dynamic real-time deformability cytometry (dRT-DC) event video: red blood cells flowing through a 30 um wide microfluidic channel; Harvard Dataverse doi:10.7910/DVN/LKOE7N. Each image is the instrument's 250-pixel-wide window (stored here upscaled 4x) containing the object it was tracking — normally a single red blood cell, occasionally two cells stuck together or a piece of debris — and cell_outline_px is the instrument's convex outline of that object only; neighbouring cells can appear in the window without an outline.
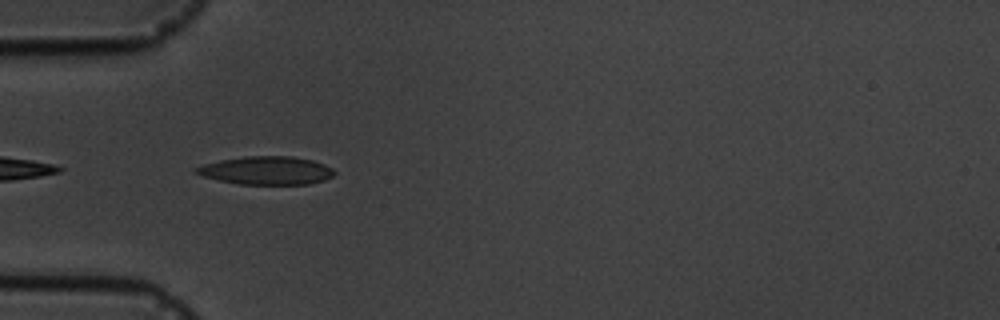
{"species": "common noctule bat (a hibernating species)", "species_latin": "Nyctalus noctula", "temperature_condition": "cold", "stored_images_in_passage": 4, "camera_frame_rate_fps": 3000, "um_per_image_px": 0.085, "animal": {"sex": "male", "body_mass_g": 19.5, "forearm_length_mm": 54.6}, "frame": {"image": 1, "passage_image": 3, "time_ms": 2.333, "image_size_px": [1000, 320], "cell_outline_px": [[336, 172], [332, 176], [324, 180], [308, 184], [240, 184], [220, 180], [204, 176], [192, 172], [192, 168], [204, 164], [220, 160], [244, 156], [292, 156], [312, 160], [324, 164], [332, 168]], "centroid_in_image_um": [22.63, 14.48], "position_along_channel_um": 62.4, "area_um2": 22.72}}
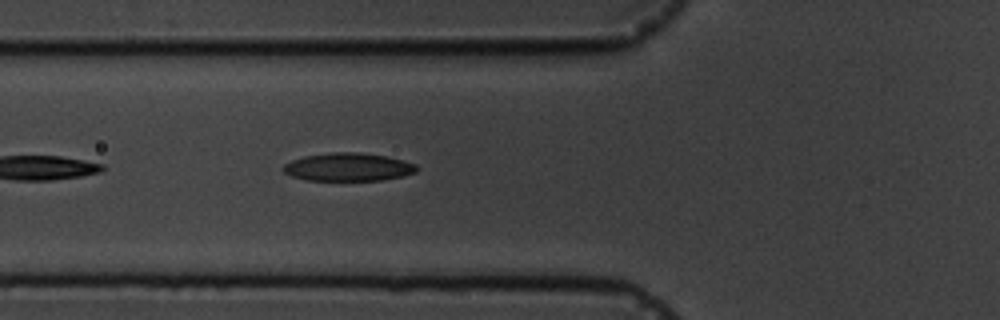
{"frame": {"image": 2, "passage_image": 4, "time_ms": 3.333, "image_size_px": [1000, 320], "cell_outline_px": [[420, 168], [416, 172], [404, 176], [380, 180], [304, 180], [292, 176], [284, 172], [280, 168], [284, 164], [292, 160], [304, 156], [332, 152], [360, 152], [388, 156], [416, 164]], "centroid_in_image_um": [29.6, 14.19], "position_along_channel_um": 96.2, "area_um2": 22.02}}